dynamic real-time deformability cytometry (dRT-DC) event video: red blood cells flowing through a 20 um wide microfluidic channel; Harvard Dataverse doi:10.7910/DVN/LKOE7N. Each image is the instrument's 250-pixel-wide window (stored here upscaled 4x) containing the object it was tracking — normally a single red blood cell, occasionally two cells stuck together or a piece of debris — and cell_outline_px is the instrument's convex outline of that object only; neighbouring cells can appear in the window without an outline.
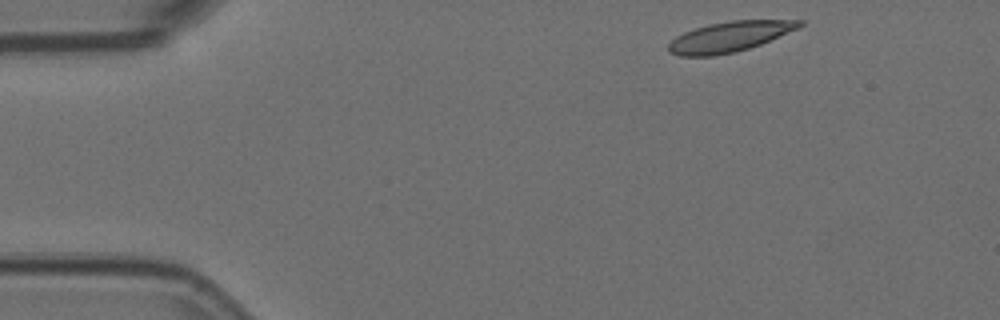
{"species": "Egyptian fruit bat (a non-hibernating species)", "species_latin": "Rousettus aegyptiacus", "temperature_condition": "room temperature", "stored_images_in_passage": 51, "camera_frame_rate_fps": 3000, "um_per_image_px": 0.085, "animal": {"sex": "female"}, "frame": {"image": 1, "passage_image": 1, "time_ms": 0.0, "image_size_px": [1000, 320], "cell_outline_px": [[804, 24], [800, 28], [760, 44], [736, 52], [712, 56], [680, 56], [668, 52], [668, 44], [676, 36], [684, 32], [708, 24], [732, 20], [804, 20]], "centroid_in_image_um": [62.02, 3.12], "position_along_channel_um": 23.0, "area_um2": 23.12}}
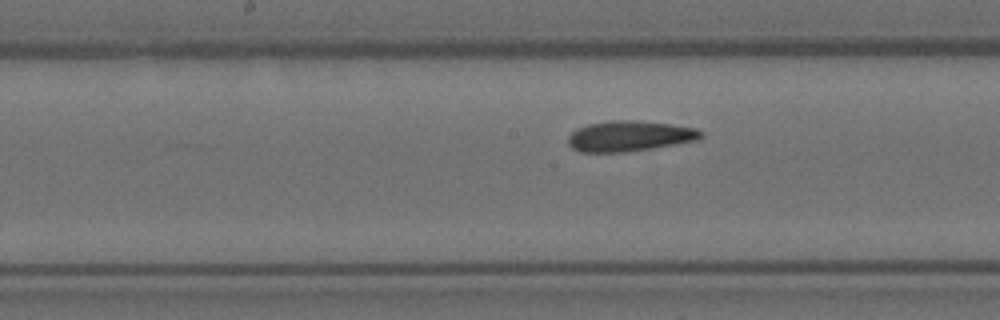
{"frame": {"image": 2, "passage_image": 22, "time_ms": 7.0, "image_size_px": [1000, 320], "cell_outline_px": [[704, 136], [700, 140], [652, 148], [624, 152], [580, 152], [572, 148], [568, 144], [568, 136], [576, 128], [588, 124], [608, 120], [636, 120], [672, 124], [696, 128], [704, 132]], "centroid_in_image_um": [53.53, 11.56], "position_along_channel_um": 194.7, "area_um2": 23.93}}
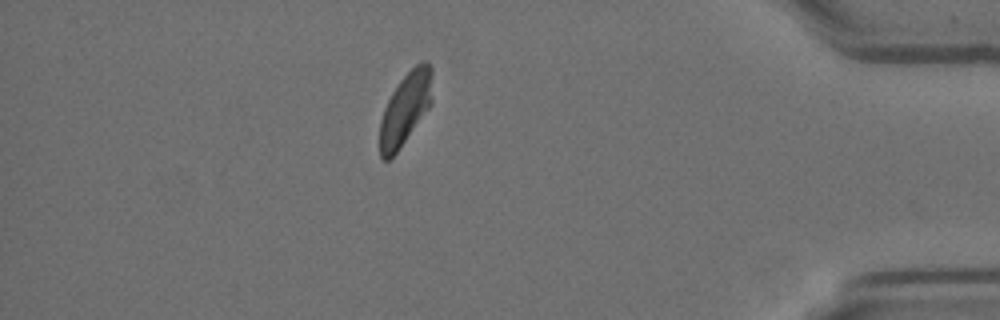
{"frame": {"image": 3, "passage_image": 43, "time_ms": 14.0, "image_size_px": [1000, 320], "cell_outline_px": [[432, 104], [396, 152], [388, 160], [384, 160], [380, 156], [380, 120], [384, 108], [392, 92], [400, 80], [420, 60], [428, 60], [432, 68]], "centroid_in_image_um": [34.48, 9.18], "position_along_channel_um": 400.7, "area_um2": 22.02}, "authors_computed_cell_mechanics": {"area_um2": 23.3512, "velocity_mm_per_s": 3.5488, "shape_relaxation_time_tau1_ms": null, "shape_relaxation_time_tau2_ms": 3.8068, "deformation_change_tau1": null, "deformation_change_tau2": 0.1136}}